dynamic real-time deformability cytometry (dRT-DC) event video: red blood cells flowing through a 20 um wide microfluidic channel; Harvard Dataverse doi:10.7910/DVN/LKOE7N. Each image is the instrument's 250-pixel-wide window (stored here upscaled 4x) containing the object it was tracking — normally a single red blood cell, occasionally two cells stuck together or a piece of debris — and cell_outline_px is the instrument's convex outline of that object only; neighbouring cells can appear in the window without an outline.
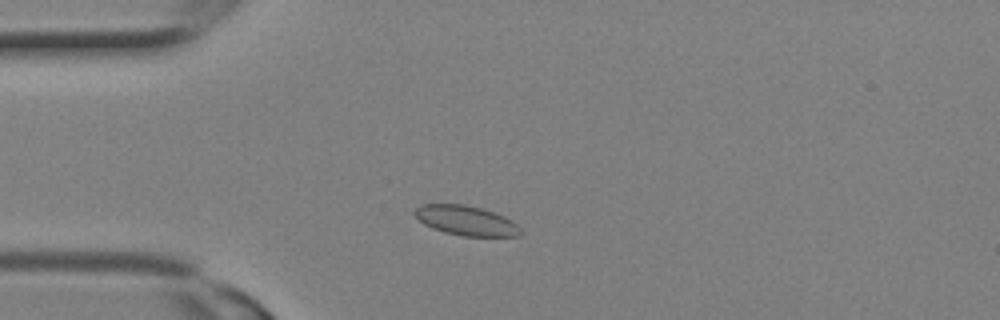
{"species": "Egyptian fruit bat (a non-hibernating species)", "species_latin": "Rousettus aegyptiacus", "temperature_condition": "room temperature", "stored_images_in_passage": 1, "camera_frame_rate_fps": 3000, "um_per_image_px": 0.085, "animal": {"sex": "female"}, "frame": {"image": 1, "passage_image": 1, "time_ms": 0.0, "image_size_px": [1000, 320], "cell_outline_px": [[524, 232], [520, 236], [464, 236], [444, 232], [432, 228], [424, 224], [412, 212], [420, 204], [464, 204], [496, 212], [512, 220]], "centroid_in_image_um": [39.64, 18.74], "position_along_channel_um": 45.4, "area_um2": 18.44}}